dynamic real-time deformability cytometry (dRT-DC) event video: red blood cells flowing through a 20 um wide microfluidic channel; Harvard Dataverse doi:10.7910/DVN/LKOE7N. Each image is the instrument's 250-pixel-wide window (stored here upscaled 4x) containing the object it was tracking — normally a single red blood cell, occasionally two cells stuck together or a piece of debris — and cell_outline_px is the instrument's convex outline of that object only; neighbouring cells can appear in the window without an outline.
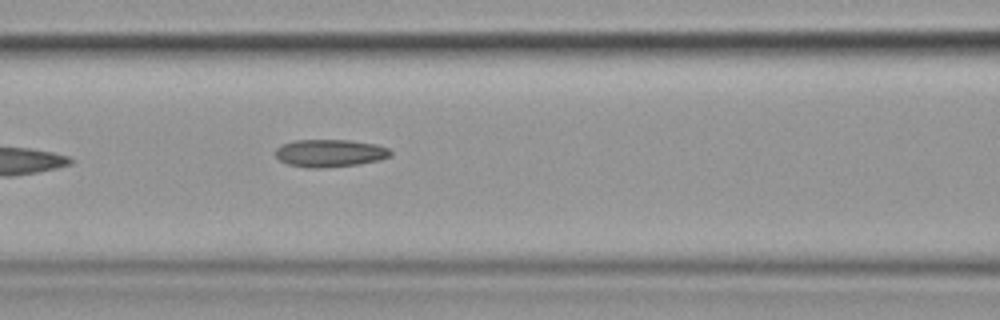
{"species": "common noctule bat (a hibernating species)", "species_latin": "Nyctalus noctula", "temperature_condition": "cold", "stored_images_in_passage": 7, "camera_frame_rate_fps": 3000, "um_per_image_px": 0.085, "animal": {"sex": "female", "body_mass_g": 19.9}, "frame": {"image": 1, "passage_image": 7, "time_ms": 7.667, "image_size_px": [1000, 320], "cell_outline_px": [[392, 156], [380, 160], [360, 164], [324, 168], [308, 168], [288, 164], [280, 160], [276, 156], [276, 148], [280, 144], [292, 140], [352, 140], [376, 144], [388, 148], [392, 152]], "centroid_in_image_um": [28.05, 13.01], "position_along_channel_um": 138.5, "area_um2": 18.79}}